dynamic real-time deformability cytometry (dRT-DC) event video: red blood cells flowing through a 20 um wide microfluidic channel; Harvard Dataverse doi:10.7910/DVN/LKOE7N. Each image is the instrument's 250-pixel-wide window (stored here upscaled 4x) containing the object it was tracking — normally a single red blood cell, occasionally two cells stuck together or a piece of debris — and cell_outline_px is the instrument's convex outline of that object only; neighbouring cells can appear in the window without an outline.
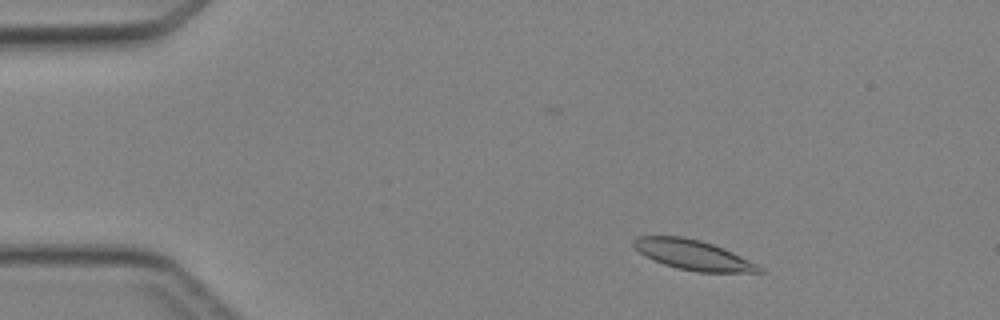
{"species": "Egyptian fruit bat (a non-hibernating species)", "species_latin": "Rousettus aegyptiacus", "temperature_condition": "cold", "stored_images_in_passage": 3, "camera_frame_rate_fps": 3000, "um_per_image_px": 0.085, "animal": {"sex": "female"}, "frame": {"image": 1, "passage_image": 1, "time_ms": 0.0, "image_size_px": [1000, 320], "cell_outline_px": [[764, 272], [696, 272], [676, 268], [652, 260], [640, 252], [632, 244], [632, 240], [636, 236], [684, 236], [700, 240], [712, 244], [732, 252], [764, 268]], "centroid_in_image_um": [58.87, 21.66], "position_along_channel_um": 26.1, "area_um2": 21.79}}
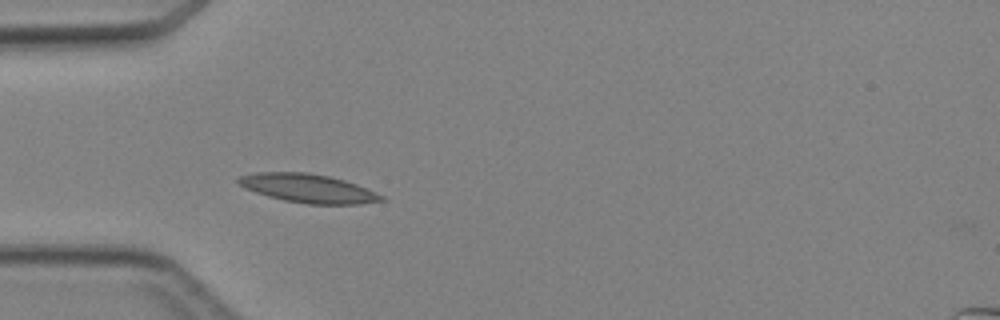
{"frame": {"image": 2, "passage_image": 3, "time_ms": 2.333, "image_size_px": [1000, 320], "cell_outline_px": [[388, 200], [360, 204], [308, 204], [284, 200], [268, 196], [244, 188], [236, 180], [240, 176], [256, 172], [308, 172], [328, 176], [344, 180], [356, 184], [384, 196]], "centroid_in_image_um": [26.2, 16.01], "position_along_channel_um": 58.8, "area_um2": 23.81}}